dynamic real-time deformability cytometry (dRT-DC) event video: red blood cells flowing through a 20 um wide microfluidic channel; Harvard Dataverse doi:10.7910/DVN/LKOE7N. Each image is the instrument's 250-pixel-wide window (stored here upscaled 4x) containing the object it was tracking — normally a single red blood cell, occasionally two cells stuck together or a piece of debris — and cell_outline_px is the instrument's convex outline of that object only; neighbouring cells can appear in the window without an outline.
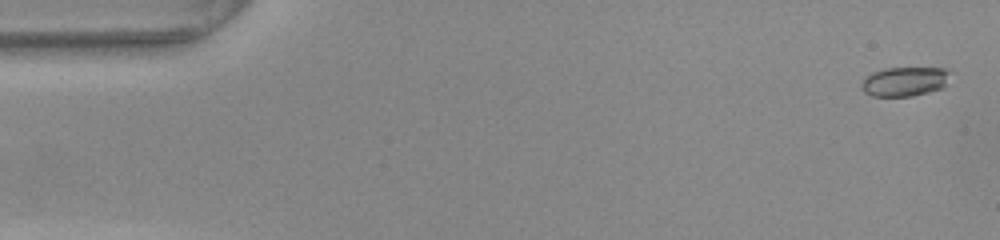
{"species": "common noctule bat (a hibernating species)", "species_latin": "Nyctalus noctula", "temperature_condition": "warm", "stored_images_in_passage": 53, "camera_frame_rate_fps": 3000, "um_per_image_px": 0.085, "animal": {"sex": "female", "body_mass_g": 22.0, "forearm_length_mm": 56.7}, "frame": {"image": 1, "passage_image": 2, "time_ms": 0.333, "image_size_px": [1000, 240], "cell_outline_px": [[952, 72], [944, 84], [940, 88], [928, 92], [912, 96], [872, 96], [864, 92], [860, 88], [860, 84], [864, 76], [872, 72], [884, 68], [944, 68]], "centroid_in_image_um": [76.83, 6.92], "position_along_channel_um": 8.2, "area_um2": 15.26}}
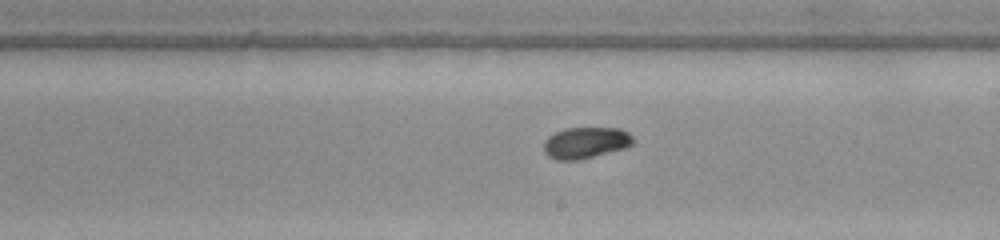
{"frame": {"image": 2, "passage_image": 31, "time_ms": 10.0, "image_size_px": [1000, 240], "cell_outline_px": [[636, 140], [632, 144], [620, 148], [592, 156], [576, 160], [556, 160], [548, 156], [544, 152], [544, 140], [548, 136], [564, 128], [620, 128], [628, 132]], "centroid_in_image_um": [49.74, 12.11], "position_along_channel_um": 239.3, "area_um2": 16.07}}
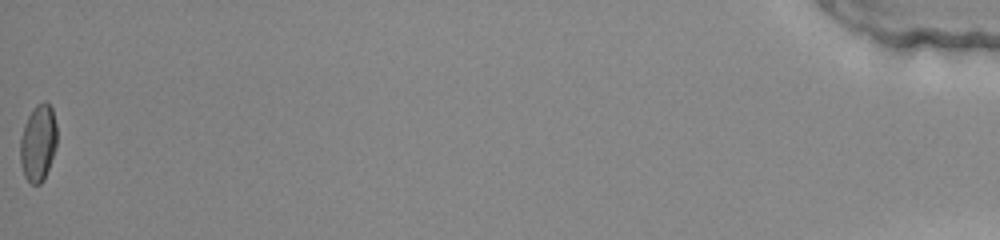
{"frame": {"image": 3, "passage_image": 53, "time_ms": 17.333, "image_size_px": [1000, 240], "cell_outline_px": [[56, 148], [44, 180], [40, 184], [32, 184], [24, 176], [20, 164], [20, 140], [24, 124], [28, 116], [36, 104], [44, 100], [52, 108], [56, 124]], "centroid_in_image_um": [3.24, 12.15], "position_along_channel_um": 432.0, "area_um2": 16.53}, "authors_computed_cell_mechanics": {"area_um2": 16.0106, "velocity_mm_per_s": 3.8138, "shape_relaxation_time_tau1_ms": 7.1843, "shape_relaxation_time_tau2_ms": 2.987, "deformation_change_tau1": 0.1315, "deformation_change_tau2": 0.0503}}